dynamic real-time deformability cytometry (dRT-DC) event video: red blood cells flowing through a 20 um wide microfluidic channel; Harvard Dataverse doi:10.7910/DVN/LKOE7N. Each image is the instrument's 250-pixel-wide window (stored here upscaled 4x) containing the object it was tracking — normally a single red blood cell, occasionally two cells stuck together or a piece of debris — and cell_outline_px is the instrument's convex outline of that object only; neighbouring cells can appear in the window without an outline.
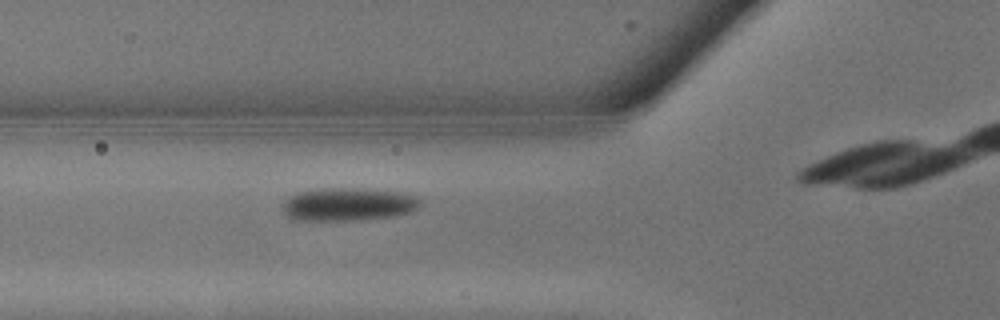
{"species": "common noctule bat (a hibernating species)", "species_latin": "Nyctalus noctula", "temperature_condition": "warm", "stored_images_in_passage": 6, "camera_frame_rate_fps": 3000, "um_per_image_px": 0.085, "animal": {"sex": "male", "body_mass_g": 13.3}, "frame": {"image": 1, "passage_image": 6, "time_ms": 1.667, "image_size_px": [1000, 320], "cell_outline_px": [[420, 204], [412, 212], [392, 216], [356, 220], [292, 220], [284, 212], [284, 200], [300, 192], [324, 188], [356, 188], [404, 192], [420, 196]], "centroid_in_image_um": [29.65, 17.36], "position_along_channel_um": 96.1, "area_um2": 26.47}}